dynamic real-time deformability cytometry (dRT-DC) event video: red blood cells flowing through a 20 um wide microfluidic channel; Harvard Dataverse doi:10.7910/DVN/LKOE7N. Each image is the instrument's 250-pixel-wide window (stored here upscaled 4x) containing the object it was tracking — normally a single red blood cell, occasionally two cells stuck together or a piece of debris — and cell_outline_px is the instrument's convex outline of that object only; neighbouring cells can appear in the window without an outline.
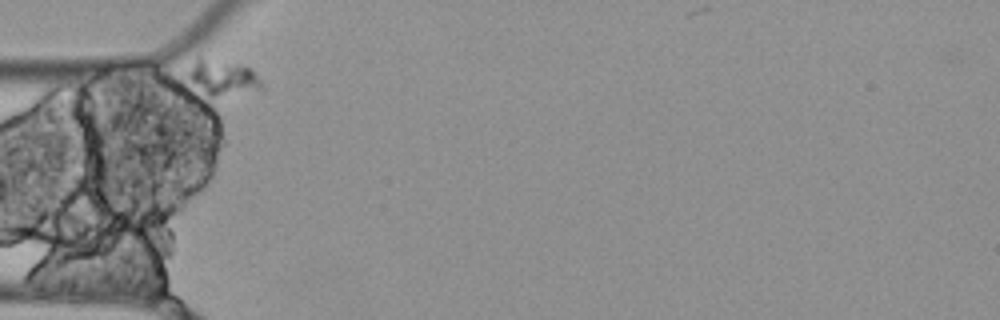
{"species": "Egyptian fruit bat (a non-hibernating species)", "species_latin": "Rousettus aegyptiacus", "temperature_condition": "cold", "stored_images_in_passage": 4, "camera_frame_rate_fps": 3000, "um_per_image_px": 0.085, "animal": {"sex": "female"}, "frame": {"image": 1, "passage_image": 1, "time_ms": 0.0, "image_size_px": [1000, 320], "cell_outline_px": [[264, 88], [212, 96], [180, 96], [176, 92], [180, 76], [196, 56], [200, 56], [240, 64], [252, 68], [264, 84]], "centroid_in_image_um": [18.41, 6.66], "position_along_channel_um": 66.6, "area_um2": 18.15}}
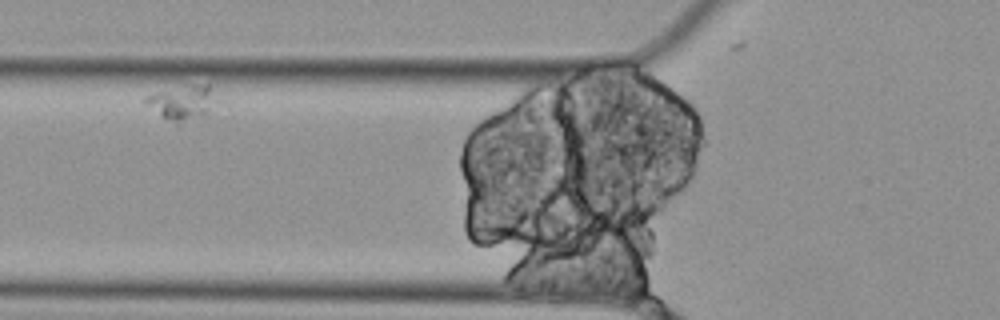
{"frame": {"image": 2, "passage_image": 2, "time_ms": 0.333, "image_size_px": [1000, 320], "cell_outline_px": [[212, 112], [180, 124], [176, 124], [160, 116], [144, 104], [140, 100], [144, 96], [156, 92], [188, 84], [208, 84]], "centroid_in_image_um": [15.34, 8.73], "position_along_channel_um": 110.5, "area_um2": 14.1}}
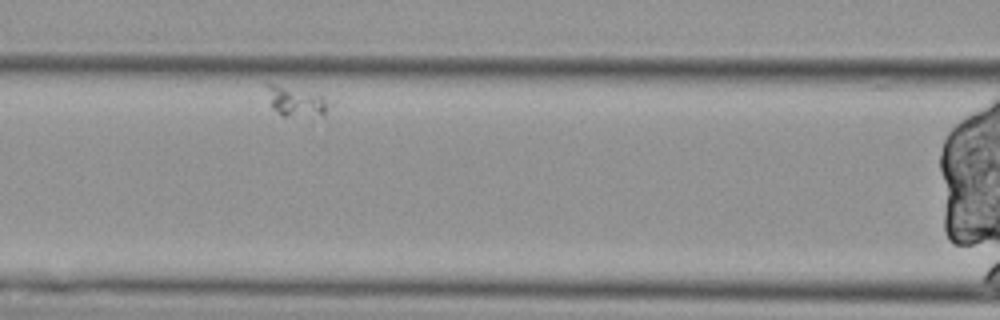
{"frame": {"image": 3, "passage_image": 3, "time_ms": 0.667, "image_size_px": [1000, 320], "cell_outline_px": [[336, 100], [324, 116], [280, 116], [272, 108], [264, 84], [276, 84], [336, 88]], "centroid_in_image_um": [25.55, 8.48], "position_along_channel_um": 141.1, "area_um2": 13.7}}